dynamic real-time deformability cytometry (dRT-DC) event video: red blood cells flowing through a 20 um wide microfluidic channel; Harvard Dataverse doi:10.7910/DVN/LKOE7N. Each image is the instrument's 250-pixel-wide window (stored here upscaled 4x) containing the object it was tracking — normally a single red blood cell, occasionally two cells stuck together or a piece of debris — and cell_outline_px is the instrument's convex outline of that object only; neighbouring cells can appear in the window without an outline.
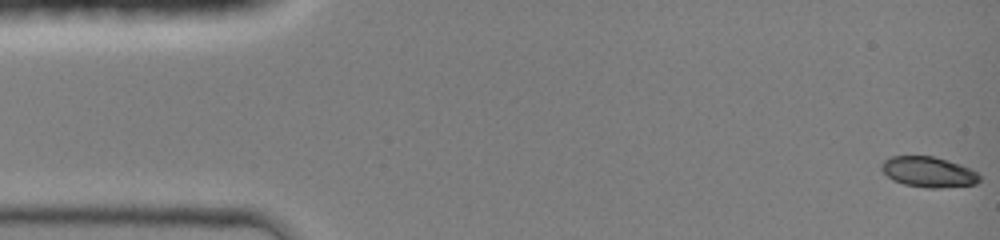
{"species": "common noctule bat (a hibernating species)", "species_latin": "Nyctalus noctula", "temperature_condition": "room temperature", "stored_images_in_passage": 45, "camera_frame_rate_fps": 3000, "um_per_image_px": 0.085, "animal": {"sex": "female", "body_mass_g": 19.0, "forearm_length_mm": 51.5}, "frame": {"image": 1, "passage_image": 1, "time_ms": 0.0, "image_size_px": [1000, 240], "cell_outline_px": [[980, 180], [976, 184], [940, 188], [928, 188], [904, 184], [892, 180], [880, 168], [880, 164], [884, 160], [892, 156], [932, 156], [960, 164], [976, 172], [980, 176]], "centroid_in_image_um": [78.9, 14.62], "position_along_channel_um": 6.1, "area_um2": 17.34}}
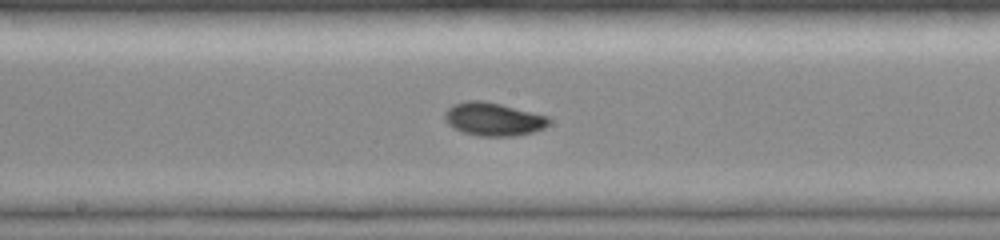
{"frame": {"image": 2, "passage_image": 24, "time_ms": 7.667, "image_size_px": [1000, 240], "cell_outline_px": [[552, 120], [544, 128], [532, 132], [516, 136], [480, 136], [460, 132], [452, 128], [444, 120], [444, 112], [452, 104], [468, 100], [484, 100], [548, 116]], "centroid_in_image_um": [41.9, 10.13], "position_along_channel_um": 206.3, "area_um2": 20.4}}
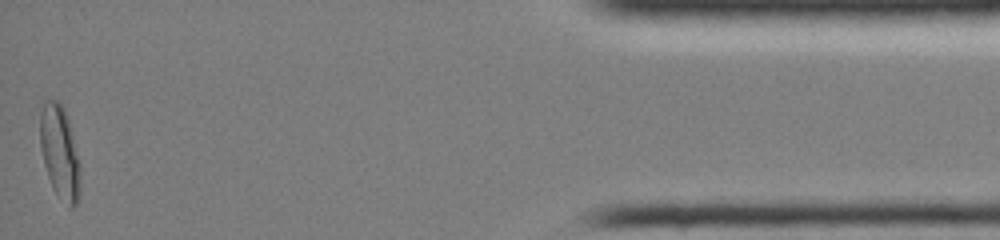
{"frame": {"image": 3, "passage_image": 45, "time_ms": 14.667, "image_size_px": [1000, 240], "cell_outline_px": [[80, 192], [76, 204], [72, 208], [68, 208], [52, 188], [44, 164], [40, 148], [40, 100], [56, 100], [64, 108], [68, 120], [80, 164]], "centroid_in_image_um": [5.06, 12.94], "position_along_channel_um": 430.1, "area_um2": 22.08}, "authors_computed_cell_mechanics": {"area_um2": 18.9006, "velocity_mm_per_s": 4.265, "shape_relaxation_time_tau1_ms": 3.3546, "shape_relaxation_time_tau2_ms": null, "deformation_change_tau1": 0.1456, "deformation_change_tau2": null}}